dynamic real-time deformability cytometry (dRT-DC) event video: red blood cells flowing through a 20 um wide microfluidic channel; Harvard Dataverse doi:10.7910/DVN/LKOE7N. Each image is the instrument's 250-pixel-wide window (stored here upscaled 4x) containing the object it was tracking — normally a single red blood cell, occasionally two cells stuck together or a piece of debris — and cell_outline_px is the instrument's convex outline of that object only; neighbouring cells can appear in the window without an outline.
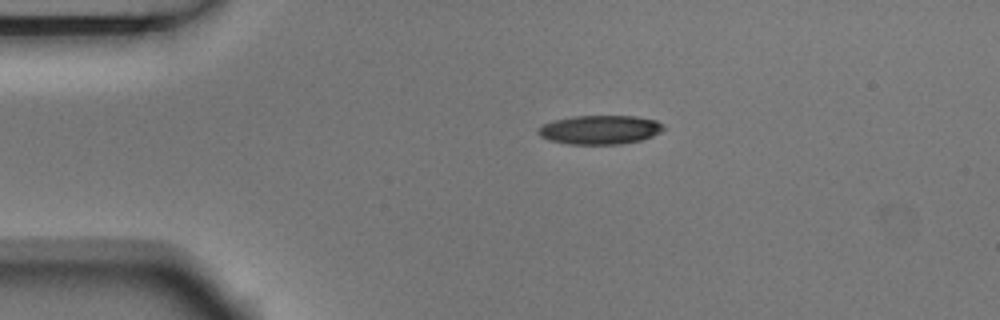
{"species": "Egyptian fruit bat (a non-hibernating species)", "species_latin": "Rousettus aegyptiacus", "temperature_condition": "room temperature", "stored_images_in_passage": 4, "camera_frame_rate_fps": 3000, "um_per_image_px": 0.085, "animal": {"sex": "male"}, "frame": {"image": 1, "passage_image": 1, "time_ms": 0.0, "image_size_px": [1000, 320], "cell_outline_px": [[664, 128], [660, 132], [652, 136], [640, 140], [620, 144], [568, 144], [548, 140], [540, 136], [536, 132], [536, 128], [552, 120], [572, 116], [636, 116], [656, 120], [664, 124]], "centroid_in_image_um": [50.96, 11.02], "position_along_channel_um": 34.0, "area_um2": 21.33}}
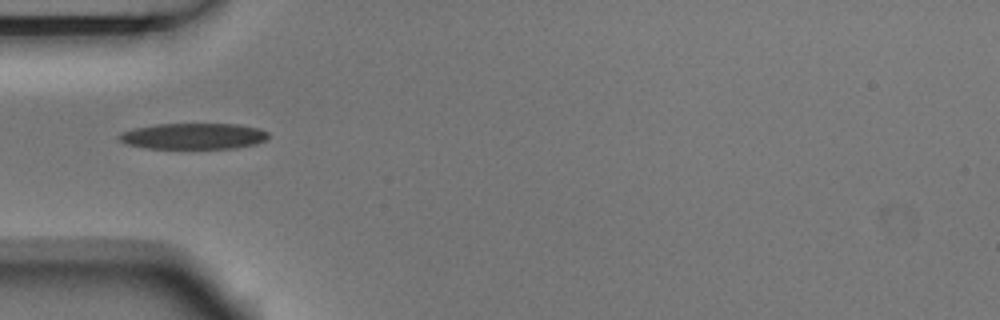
{"frame": {"image": 2, "passage_image": 3, "time_ms": 0.667, "image_size_px": [1000, 320], "cell_outline_px": [[268, 136], [264, 140], [256, 144], [236, 148], [144, 148], [124, 144], [116, 136], [120, 132], [132, 128], [156, 124], [240, 124], [260, 128], [268, 132]], "centroid_in_image_um": [16.4, 11.57], "position_along_channel_um": 68.6, "area_um2": 22.89}}
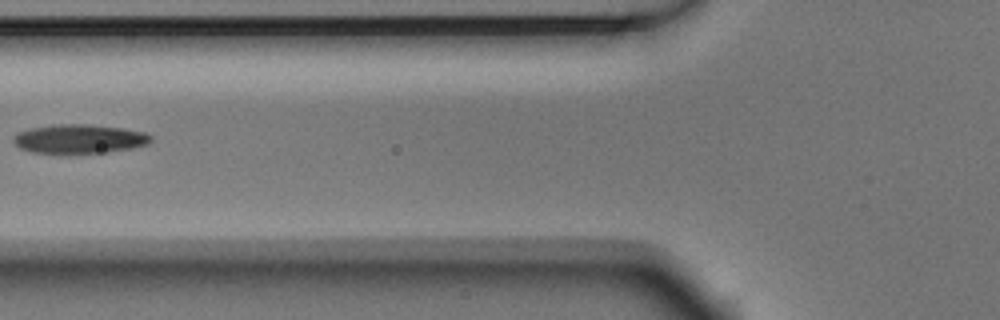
{"frame": {"image": 3, "passage_image": 4, "time_ms": 1.0, "image_size_px": [1000, 320], "cell_outline_px": [[152, 140], [148, 144], [132, 148], [108, 152], [64, 156], [60, 156], [32, 152], [20, 148], [12, 140], [20, 132], [28, 128], [52, 124], [88, 124], [124, 128], [144, 132], [152, 136]], "centroid_in_image_um": [6.73, 11.84], "position_along_channel_um": 119.1, "area_um2": 24.16}}